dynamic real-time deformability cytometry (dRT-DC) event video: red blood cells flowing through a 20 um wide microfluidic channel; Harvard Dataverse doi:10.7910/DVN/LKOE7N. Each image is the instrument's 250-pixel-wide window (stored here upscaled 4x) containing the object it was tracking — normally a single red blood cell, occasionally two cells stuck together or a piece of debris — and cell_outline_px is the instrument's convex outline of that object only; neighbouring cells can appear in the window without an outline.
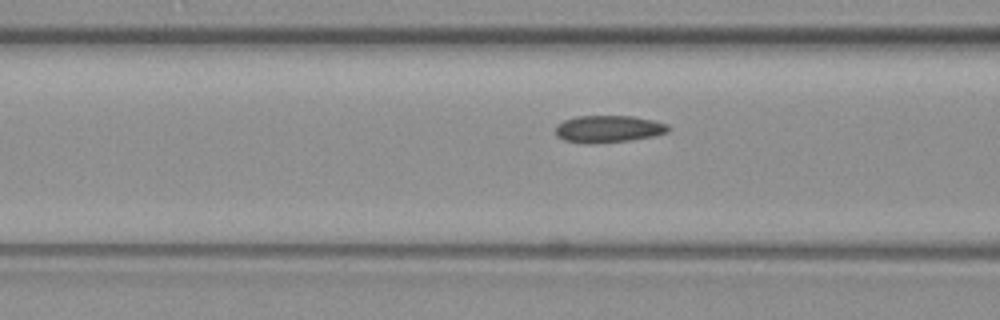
{"species": "common noctule bat (a hibernating species)", "species_latin": "Nyctalus noctula", "temperature_condition": "warm", "stored_images_in_passage": 8, "segment_of_instrument_passage": [2, 2], "camera_frame_rate_fps": 3000, "um_per_image_px": 0.085, "animal": {"sex": "female", "body_mass_g": 19.3, "forearm_length_mm": 54.1}, "frame": {"image": 1, "passage_image": 8, "time_ms": 2.333, "image_size_px": [1000, 320], "cell_outline_px": [[668, 132], [656, 136], [628, 140], [592, 144], [588, 144], [564, 140], [556, 136], [556, 124], [564, 120], [576, 116], [632, 116], [652, 120], [668, 124]], "centroid_in_image_um": [51.69, 10.96], "position_along_channel_um": 114.9, "area_um2": 17.86}}